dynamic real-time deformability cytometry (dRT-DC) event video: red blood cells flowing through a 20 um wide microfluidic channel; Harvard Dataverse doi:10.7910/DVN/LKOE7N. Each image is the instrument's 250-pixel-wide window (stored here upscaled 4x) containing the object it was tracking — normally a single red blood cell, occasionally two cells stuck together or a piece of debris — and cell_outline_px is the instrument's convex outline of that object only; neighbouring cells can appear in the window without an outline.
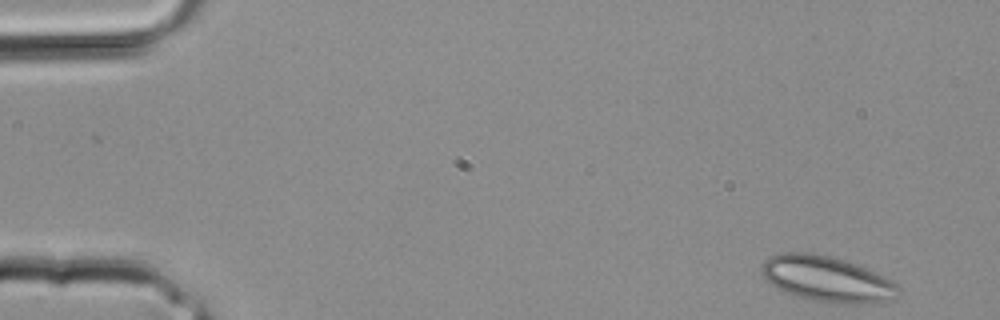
{"species": "common noctule bat (a hibernating species)", "species_latin": "Nyctalus noctula", "temperature_condition": "room temperature", "stored_images_in_passage": 11, "camera_frame_rate_fps": 3000, "um_per_image_px": 0.085, "animal": {"sex": "male", "body_mass_g": 20.4}, "frame": {"image": 1, "passage_image": 1, "time_ms": 0.0, "image_size_px": [1000, 320], "cell_outline_px": [[900, 292], [896, 296], [872, 304], [832, 304], [804, 300], [764, 280], [760, 272], [760, 268], [764, 260], [768, 256], [780, 252], [808, 252], [828, 256], [844, 260], [884, 276], [900, 284]], "centroid_in_image_um": [70.26, 23.73], "position_along_channel_um": 14.7, "area_um2": 36.82}}
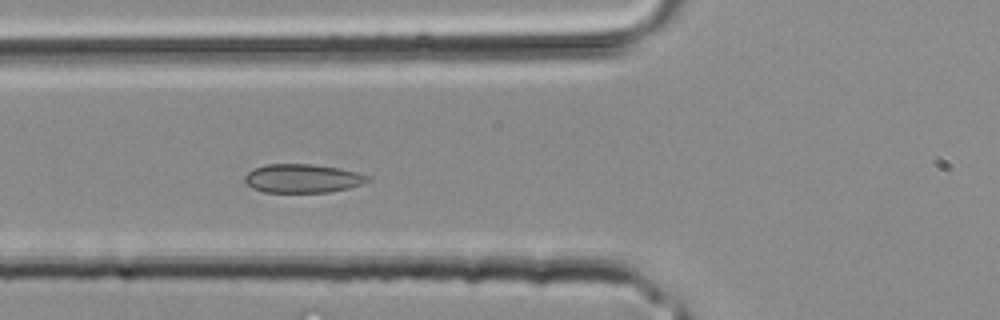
{"frame": {"image": 2, "passage_image": 11, "time_ms": 3.333, "image_size_px": [1000, 320], "cell_outline_px": [[372, 180], [348, 188], [328, 192], [264, 192], [252, 188], [244, 184], [244, 176], [248, 172], [264, 164], [312, 164], [340, 168], [372, 176]], "centroid_in_image_um": [25.71, 15.16], "position_along_channel_um": 100.1, "area_um2": 20.69}}